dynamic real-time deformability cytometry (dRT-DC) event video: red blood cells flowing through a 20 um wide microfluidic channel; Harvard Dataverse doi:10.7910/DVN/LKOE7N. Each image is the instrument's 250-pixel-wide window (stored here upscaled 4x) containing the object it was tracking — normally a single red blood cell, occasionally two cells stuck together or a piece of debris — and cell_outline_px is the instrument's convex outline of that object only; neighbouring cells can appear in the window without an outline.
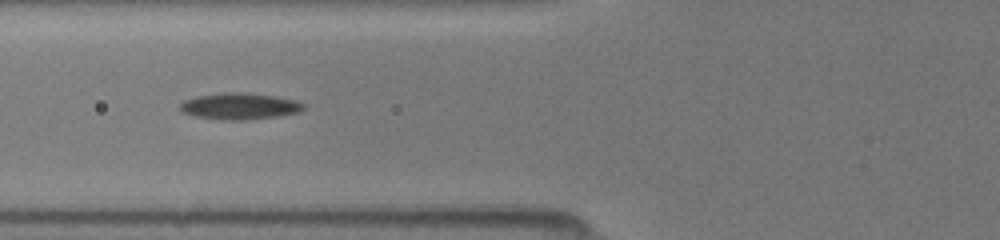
{"species": "common noctule bat (a hibernating species)", "species_latin": "Nyctalus noctula", "temperature_condition": "room temperature", "stored_images_in_passage": 48, "camera_frame_rate_fps": 3000, "um_per_image_px": 0.085, "animal": {"sex": "female", "body_mass_g": 19.5, "forearm_length_mm": 54.1}, "frame": {"image": 1, "passage_image": 19, "time_ms": 6.0, "image_size_px": [1000, 240], "cell_outline_px": [[304, 108], [300, 112], [276, 116], [248, 120], [228, 120], [192, 116], [184, 112], [180, 108], [180, 104], [184, 100], [196, 96], [224, 92], [244, 92], [276, 96], [296, 100], [304, 104]], "centroid_in_image_um": [20.37, 9.02], "position_along_channel_um": 105.4, "area_um2": 19.07}}
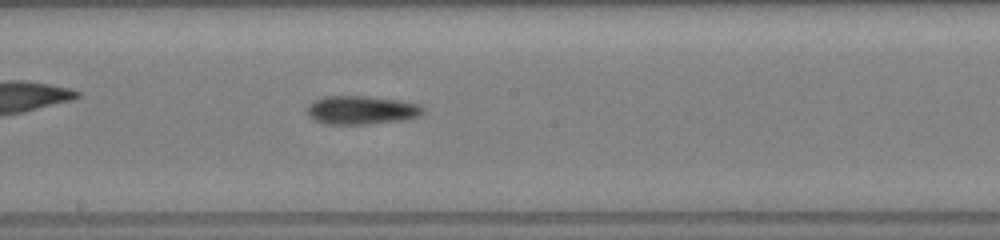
{"frame": {"image": 2, "passage_image": 27, "time_ms": 8.667, "image_size_px": [1000, 240], "cell_outline_px": [[424, 112], [420, 116], [400, 120], [368, 124], [324, 124], [316, 120], [308, 112], [308, 108], [316, 100], [324, 96], [368, 96], [396, 100], [420, 104], [424, 108]], "centroid_in_image_um": [30.78, 9.36], "position_along_channel_um": 217.4, "area_um2": 18.96}}
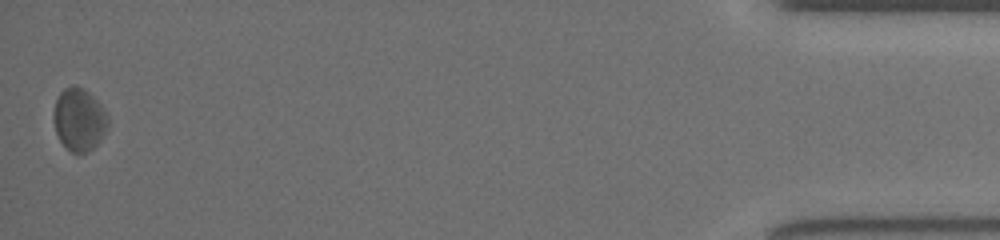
{"frame": {"image": 3, "passage_image": 48, "time_ms": 15.667, "image_size_px": [1000, 240], "cell_outline_px": [[108, 124], [104, 132], [96, 144], [92, 148], [84, 152], [72, 152], [60, 140], [56, 132], [56, 100], [60, 92], [64, 88], [72, 84], [76, 84], [84, 88], [100, 104], [108, 116]], "centroid_in_image_um": [6.75, 10.11], "position_along_channel_um": 428.5, "area_um2": 19.13}}